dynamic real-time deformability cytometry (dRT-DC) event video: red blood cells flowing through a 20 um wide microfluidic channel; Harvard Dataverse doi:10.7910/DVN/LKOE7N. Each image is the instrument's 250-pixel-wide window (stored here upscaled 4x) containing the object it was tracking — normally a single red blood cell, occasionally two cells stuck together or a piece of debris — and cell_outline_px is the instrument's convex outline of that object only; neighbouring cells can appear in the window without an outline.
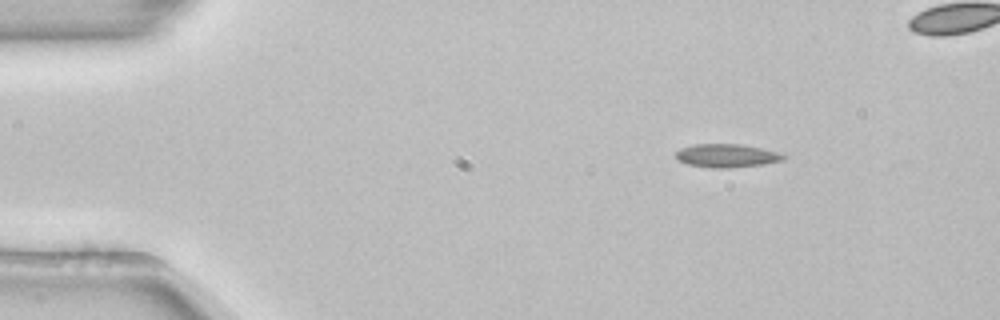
{"species": "common noctule bat (a hibernating species)", "species_latin": "Nyctalus noctula", "temperature_condition": "room temperature", "stored_images_in_passage": 47, "camera_frame_rate_fps": 3000, "um_per_image_px": 0.085, "animal": {"sex": "female", "body_mass_g": 22.7, "forearm_length_mm": 54.2}, "frame": {"image": 1, "passage_image": 1, "time_ms": 0.0, "image_size_px": [1000, 320], "cell_outline_px": [[788, 156], [784, 160], [764, 164], [732, 168], [712, 168], [688, 164], [676, 160], [676, 152], [680, 148], [696, 144], [736, 144], [760, 148], [776, 152]], "centroid_in_image_um": [61.75, 13.24], "position_along_channel_um": 23.2, "area_um2": 14.62}}
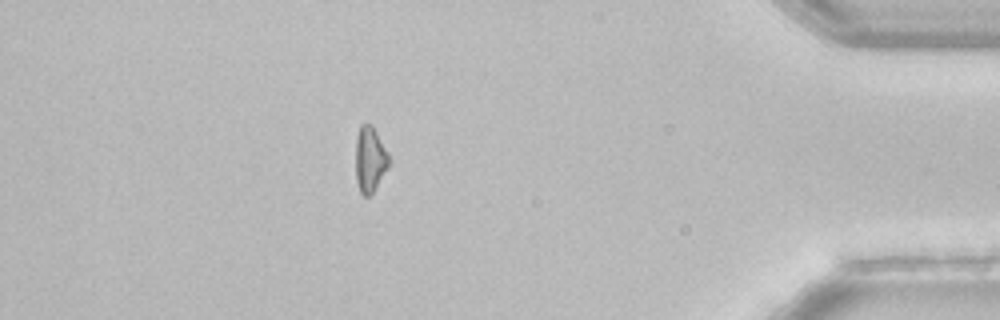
{"frame": {"image": 2, "passage_image": 40, "time_ms": 13.0, "image_size_px": [1000, 320], "cell_outline_px": [[392, 164], [372, 192], [368, 196], [364, 196], [360, 192], [356, 180], [356, 136], [360, 124], [372, 124], [388, 152]], "centroid_in_image_um": [31.47, 13.53], "position_along_channel_um": 403.7, "area_um2": 12.95}, "authors_computed_cell_mechanics": {"area_um2": 14.0454, "velocity_mm_per_s": 3.8807, "shape_relaxation_time_tau1_ms": 2.9891, "shape_relaxation_time_tau2_ms": null, "deformation_change_tau1": 0.1015, "deformation_change_tau2": null}}